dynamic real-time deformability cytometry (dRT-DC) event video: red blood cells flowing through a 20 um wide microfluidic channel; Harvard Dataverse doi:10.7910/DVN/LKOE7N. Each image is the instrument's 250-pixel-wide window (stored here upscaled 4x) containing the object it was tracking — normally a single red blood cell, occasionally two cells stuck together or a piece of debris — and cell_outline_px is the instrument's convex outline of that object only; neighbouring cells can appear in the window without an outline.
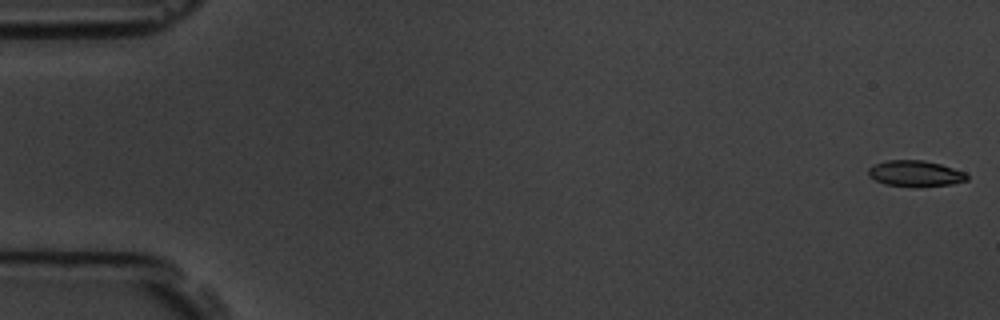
{"species": "common noctule bat (a hibernating species)", "species_latin": "Nyctalus noctula", "temperature_condition": "room temperature", "stored_images_in_passage": 8, "camera_frame_rate_fps": 3000, "um_per_image_px": 0.085, "animal": {"sex": "male", "body_mass_g": 19.5, "forearm_length_mm": 54.6}, "frame": {"image": 1, "passage_image": 1, "time_ms": 0.0, "image_size_px": [1000, 320], "cell_outline_px": [[968, 180], [952, 184], [916, 188], [912, 188], [884, 184], [868, 176], [868, 168], [872, 164], [888, 160], [924, 160], [940, 164], [964, 172], [968, 176]], "centroid_in_image_um": [77.77, 14.77], "position_along_channel_um": 7.2, "area_um2": 15.26}}
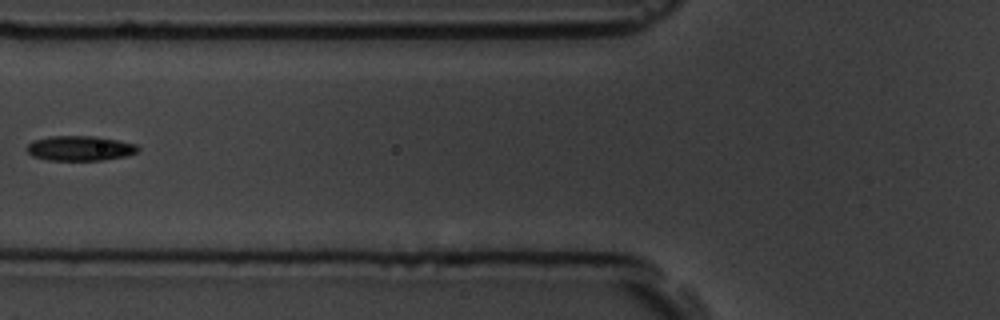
{"frame": {"image": 2, "passage_image": 6, "time_ms": 7.0, "image_size_px": [1000, 320], "cell_outline_px": [[140, 148], [136, 152], [128, 156], [100, 160], [48, 160], [32, 156], [24, 148], [32, 140], [52, 136], [100, 136], [136, 144]], "centroid_in_image_um": [6.79, 12.6], "position_along_channel_um": 119.0, "area_um2": 16.3}}
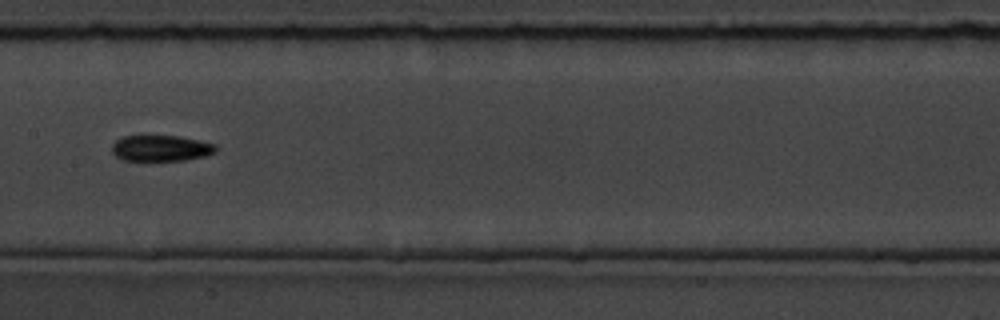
{"frame": {"image": 3, "passage_image": 8, "time_ms": 9.0, "image_size_px": [1000, 320], "cell_outline_px": [[216, 152], [204, 156], [184, 160], [124, 160], [116, 156], [112, 152], [112, 144], [116, 140], [124, 136], [144, 132], [176, 136], [216, 144]], "centroid_in_image_um": [13.61, 12.54], "position_along_channel_um": 193.8, "area_um2": 16.24}}